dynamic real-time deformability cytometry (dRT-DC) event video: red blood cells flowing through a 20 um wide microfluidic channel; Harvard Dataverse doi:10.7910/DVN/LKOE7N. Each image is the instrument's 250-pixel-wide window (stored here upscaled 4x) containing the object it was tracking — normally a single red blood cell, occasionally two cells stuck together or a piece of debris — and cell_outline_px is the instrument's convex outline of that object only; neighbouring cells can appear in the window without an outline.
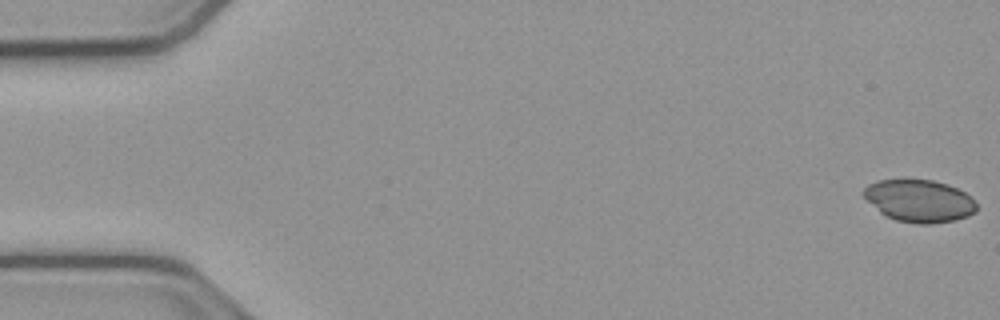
{"species": "common noctule bat (a hibernating species)", "species_latin": "Nyctalus noctula", "temperature_condition": "cold", "stored_images_in_passage": 54, "camera_frame_rate_fps": 3000, "um_per_image_px": 0.085, "animal": {"sex": "male", "body_mass_g": 23.1, "forearm_length_mm": 52.7}, "frame": {"image": 1, "passage_image": 1, "time_ms": 0.0, "image_size_px": [1000, 320], "cell_outline_px": [[976, 212], [968, 216], [956, 220], [932, 224], [916, 224], [896, 220], [880, 212], [864, 196], [864, 188], [868, 184], [876, 180], [932, 180], [948, 184], [964, 192], [976, 204]], "centroid_in_image_um": [78.15, 17.08], "position_along_channel_um": 6.9, "area_um2": 27.63}}